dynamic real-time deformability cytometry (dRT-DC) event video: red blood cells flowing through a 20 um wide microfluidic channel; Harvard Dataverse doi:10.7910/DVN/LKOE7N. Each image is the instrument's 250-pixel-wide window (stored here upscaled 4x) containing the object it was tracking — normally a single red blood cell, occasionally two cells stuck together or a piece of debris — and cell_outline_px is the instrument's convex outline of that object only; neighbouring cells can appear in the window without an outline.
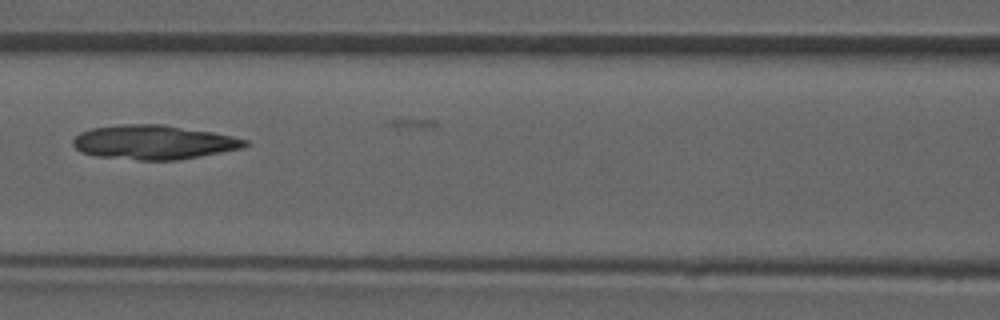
{"species": "common noctule bat (a hibernating species)", "species_latin": "Nyctalus noctula", "temperature_condition": "room temperature", "stored_images_in_passage": 7, "camera_frame_rate_fps": 3000, "um_per_image_px": 0.085, "animal": {"sex": "male", "forearm_length_mm": 52.5}, "frame": {"image": 1, "passage_image": 6, "time_ms": 6.667, "image_size_px": [1000, 320], "cell_outline_px": [[248, 144], [244, 148], [200, 156], [176, 160], [140, 160], [96, 156], [80, 152], [72, 144], [72, 140], [80, 132], [92, 128], [124, 124], [164, 124], [212, 132], [232, 136], [248, 140]], "centroid_in_image_um": [13.06, 12.09], "position_along_channel_um": 153.5, "area_um2": 34.33}}